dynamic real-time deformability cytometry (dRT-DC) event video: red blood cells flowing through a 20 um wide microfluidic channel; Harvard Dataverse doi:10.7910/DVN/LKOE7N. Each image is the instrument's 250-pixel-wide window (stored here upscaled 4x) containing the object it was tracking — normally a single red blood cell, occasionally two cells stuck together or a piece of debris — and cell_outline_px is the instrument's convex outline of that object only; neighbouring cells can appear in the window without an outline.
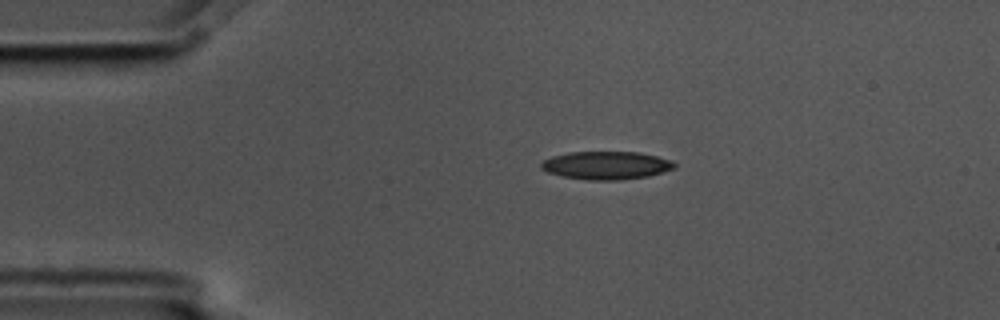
{"species": "common noctule bat (a hibernating species)", "species_latin": "Nyctalus noctula", "temperature_condition": "cold", "stored_images_in_passage": 4, "camera_frame_rate_fps": 3000, "um_per_image_px": 0.085, "animal": {"sex": "male", "body_mass_g": 17.5, "forearm_length_mm": 52.3}, "frame": {"image": 1, "passage_image": 4, "time_ms": 1.0, "image_size_px": [1000, 320], "cell_outline_px": [[676, 168], [648, 176], [620, 180], [588, 180], [564, 176], [548, 172], [540, 168], [540, 164], [544, 160], [552, 156], [568, 152], [640, 152], [672, 160], [676, 164]], "centroid_in_image_um": [51.55, 14.05], "position_along_channel_um": 33.5, "area_um2": 21.79}}